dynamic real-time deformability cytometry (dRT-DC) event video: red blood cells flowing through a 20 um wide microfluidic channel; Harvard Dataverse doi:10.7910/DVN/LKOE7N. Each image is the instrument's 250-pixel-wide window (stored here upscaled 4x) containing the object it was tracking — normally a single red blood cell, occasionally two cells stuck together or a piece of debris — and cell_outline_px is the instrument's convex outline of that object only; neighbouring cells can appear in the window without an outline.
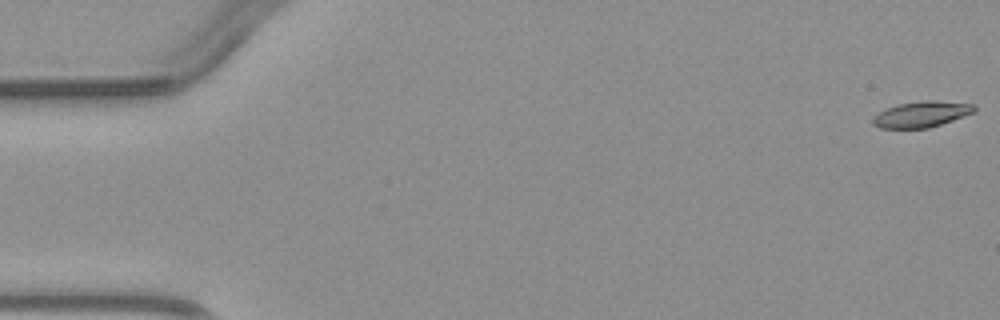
{"species": "common noctule bat (a hibernating species)", "species_latin": "Nyctalus noctula", "temperature_condition": "warm", "stored_images_in_passage": 6, "camera_frame_rate_fps": 3000, "um_per_image_px": 0.085, "animal": {"sex": "male", "body_mass_g": 23.1, "forearm_length_mm": 52.7}, "frame": {"image": 1, "passage_image": 1, "time_ms": 0.0, "image_size_px": [1000, 320], "cell_outline_px": [[976, 112], [928, 128], [880, 128], [872, 124], [872, 120], [880, 112], [888, 108], [900, 104], [924, 100], [936, 100], [976, 104]], "centroid_in_image_um": [78.39, 9.7], "position_along_channel_um": 6.6, "area_um2": 15.2}}
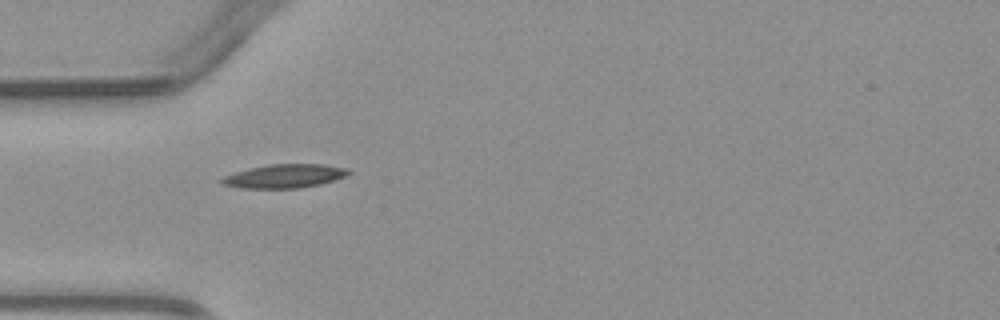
{"frame": {"image": 2, "passage_image": 5, "time_ms": 4.667, "image_size_px": [1000, 320], "cell_outline_px": [[352, 172], [348, 176], [320, 184], [300, 188], [240, 188], [220, 184], [220, 180], [224, 176], [236, 172], [268, 164], [324, 164], [348, 168]], "centroid_in_image_um": [24.23, 14.97], "position_along_channel_um": 60.8, "area_um2": 17.57}}
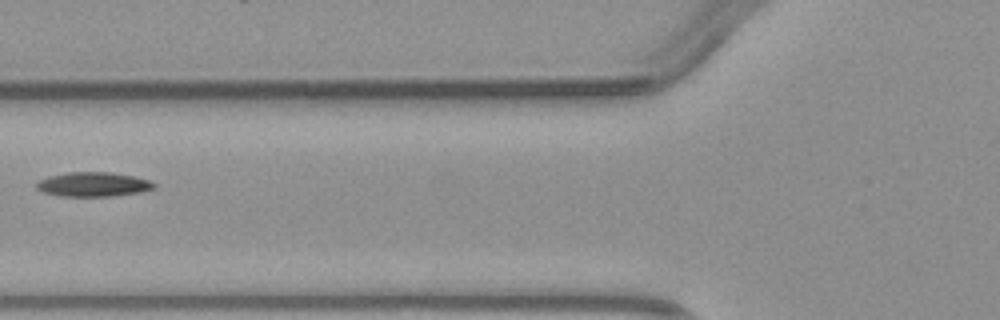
{"frame": {"image": 3, "passage_image": 6, "time_ms": 6.0, "image_size_px": [1000, 320], "cell_outline_px": [[156, 188], [140, 192], [112, 196], [60, 196], [44, 192], [36, 188], [36, 184], [40, 180], [48, 176], [68, 172], [112, 172], [152, 180], [156, 184]], "centroid_in_image_um": [7.96, 15.67], "position_along_channel_um": 117.8, "area_um2": 16.76}}